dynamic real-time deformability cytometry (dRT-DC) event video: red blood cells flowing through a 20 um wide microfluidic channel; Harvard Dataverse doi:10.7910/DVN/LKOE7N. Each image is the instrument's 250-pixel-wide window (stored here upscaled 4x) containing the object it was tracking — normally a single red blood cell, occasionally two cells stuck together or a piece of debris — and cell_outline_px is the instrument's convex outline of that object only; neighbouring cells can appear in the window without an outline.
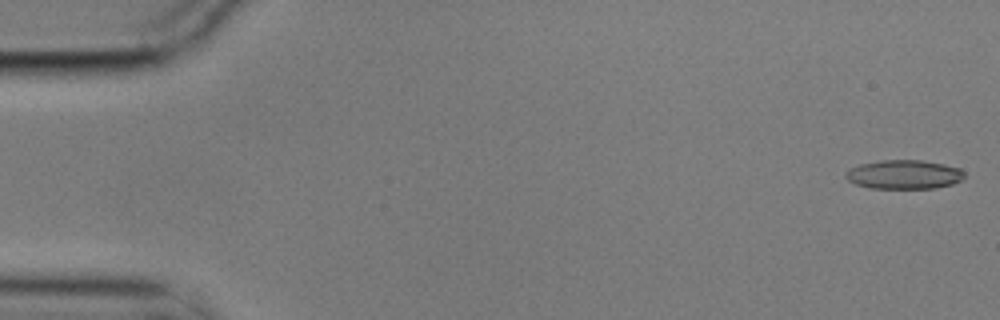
{"species": "common noctule bat (a hibernating species)", "species_latin": "Nyctalus noctula", "temperature_condition": "cold", "stored_images_in_passage": 56, "camera_frame_rate_fps": 3000, "um_per_image_px": 0.085, "animal": {"sex": "male", "body_mass_g": 17.9}, "frame": {"image": 1, "passage_image": 1, "time_ms": 0.0, "image_size_px": [1000, 320], "cell_outline_px": [[964, 176], [960, 180], [952, 184], [936, 188], [868, 188], [856, 184], [848, 180], [844, 176], [844, 172], [860, 164], [884, 160], [920, 160], [944, 164], [960, 168], [964, 172]], "centroid_in_image_um": [76.83, 14.83], "position_along_channel_um": 8.2, "area_um2": 20.0}}
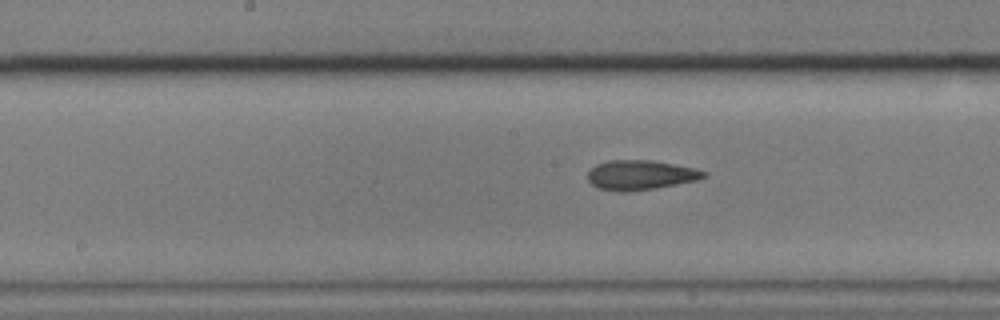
{"frame": {"image": 2, "passage_image": 28, "time_ms": 9.0, "image_size_px": [1000, 320], "cell_outline_px": [[708, 172], [704, 176], [696, 180], [652, 188], [628, 192], [620, 192], [600, 188], [592, 184], [588, 180], [588, 172], [596, 164], [608, 160], [652, 160], [696, 168]], "centroid_in_image_um": [54.42, 14.86], "position_along_channel_um": 193.8, "area_um2": 19.83}}
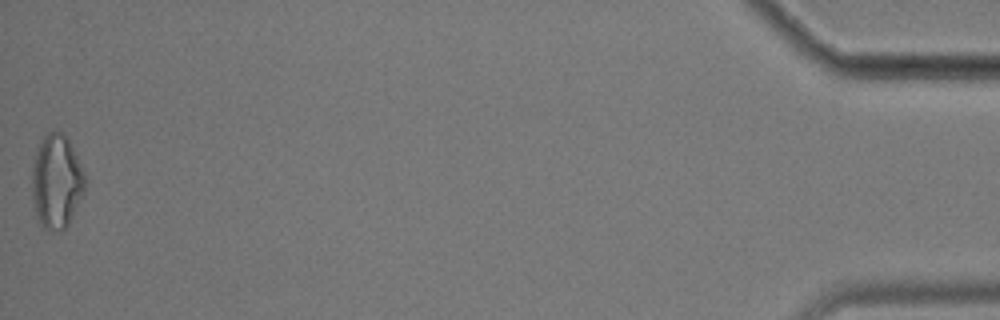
{"frame": {"image": 3, "passage_image": 56, "time_ms": 18.333, "image_size_px": [1000, 320], "cell_outline_px": [[84, 192], [68, 224], [60, 232], [44, 228], [40, 224], [36, 212], [32, 196], [32, 168], [36, 148], [40, 140], [48, 132], [64, 132], [84, 172]], "centroid_in_image_um": [4.78, 15.42], "position_along_channel_um": 430.4, "area_um2": 28.73}, "authors_computed_cell_mechanics": {"area_um2": 20.1722, "velocity_mm_per_s": 3.5479, "shape_relaxation_time_tau1_ms": 8.0786, "shape_relaxation_time_tau2_ms": 3.3397, "deformation_change_tau1": 0.1471, "deformation_change_tau2": 0.1199}}